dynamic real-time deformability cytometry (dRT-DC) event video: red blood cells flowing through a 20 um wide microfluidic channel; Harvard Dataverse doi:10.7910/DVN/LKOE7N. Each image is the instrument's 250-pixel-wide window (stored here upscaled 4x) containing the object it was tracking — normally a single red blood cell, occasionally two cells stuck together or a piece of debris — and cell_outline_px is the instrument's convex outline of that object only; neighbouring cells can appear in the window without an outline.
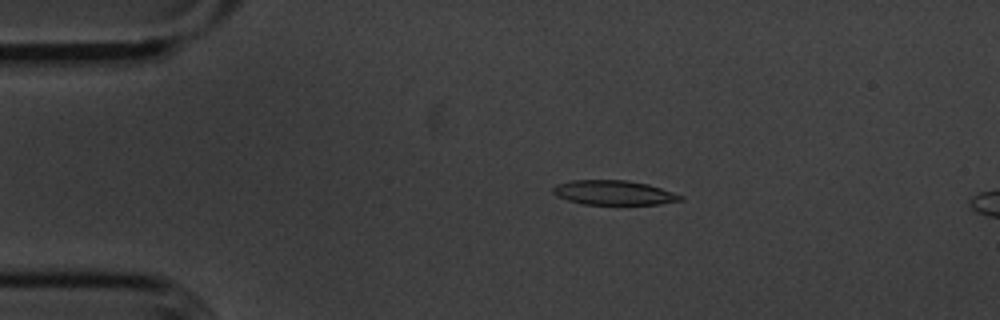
{"species": "common noctule bat (a hibernating species)", "species_latin": "Nyctalus noctula", "temperature_condition": "cold", "stored_images_in_passage": 45, "camera_frame_rate_fps": 3000, "um_per_image_px": 0.085, "animal": {"sex": "male", "body_mass_g": 20.1, "forearm_length_mm": 53.5}, "frame": {"image": 1, "passage_image": 1, "time_ms": 0.0, "image_size_px": [1000, 320], "cell_outline_px": [[684, 200], [660, 204], [584, 204], [568, 200], [556, 196], [552, 192], [552, 188], [556, 184], [572, 180], [628, 180], [648, 184], [684, 196]], "centroid_in_image_um": [52.16, 16.37], "position_along_channel_um": 32.8, "area_um2": 18.21}}
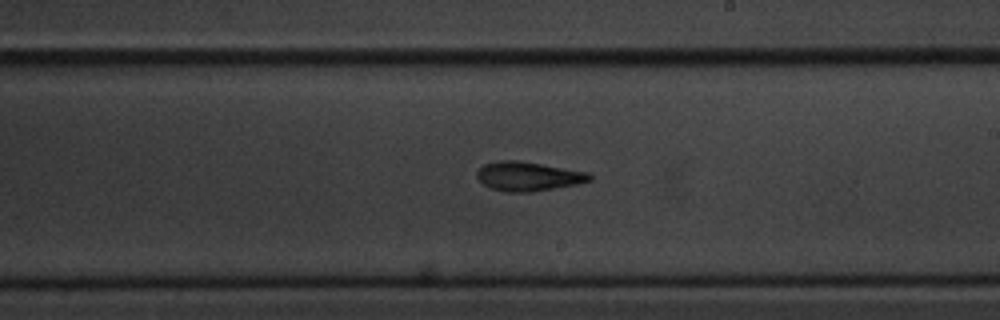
{"frame": {"image": 2, "passage_image": 22, "time_ms": 7.0, "image_size_px": [1000, 320], "cell_outline_px": [[592, 180], [576, 184], [532, 192], [508, 192], [492, 188], [484, 184], [476, 176], [476, 172], [484, 164], [500, 160], [516, 160], [588, 172], [592, 176]], "centroid_in_image_um": [44.89, 14.99], "position_along_channel_um": 244.1, "area_um2": 18.9}}
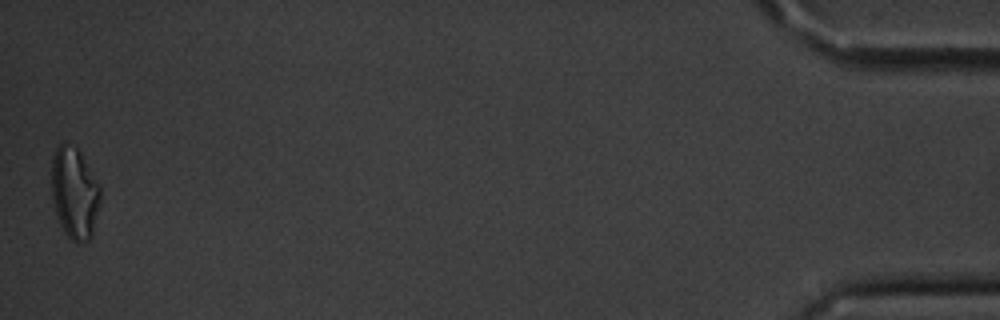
{"frame": {"image": 3, "passage_image": 45, "time_ms": 14.667, "image_size_px": [1000, 320], "cell_outline_px": [[100, 204], [92, 236], [84, 244], [76, 244], [64, 232], [60, 224], [52, 200], [52, 156], [56, 148], [64, 140], [76, 148], [80, 152], [100, 184]], "centroid_in_image_um": [6.35, 16.42], "position_along_channel_um": 428.9, "area_um2": 26.36}, "authors_computed_cell_mechanics": {"area_um2": 19.3052, "velocity_mm_per_s": 3.6023, "shape_relaxation_time_tau1_ms": 2.8897, "shape_relaxation_time_tau2_ms": 3.4697, "deformation_change_tau1": 0.1298, "deformation_change_tau2": 0.1183}}